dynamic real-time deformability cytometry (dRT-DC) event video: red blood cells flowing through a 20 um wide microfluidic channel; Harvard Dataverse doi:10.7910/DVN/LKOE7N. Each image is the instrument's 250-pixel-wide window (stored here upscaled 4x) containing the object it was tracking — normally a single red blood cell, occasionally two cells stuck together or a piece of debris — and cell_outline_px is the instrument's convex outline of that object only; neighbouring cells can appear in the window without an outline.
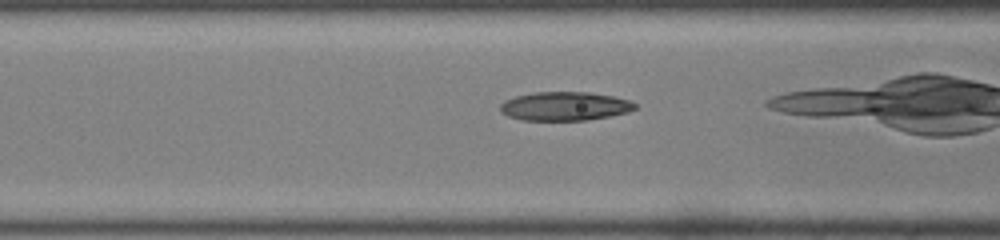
{"species": "common noctule bat (a hibernating species)", "species_latin": "Nyctalus noctula", "temperature_condition": "room temperature", "stored_images_in_passage": 40, "camera_frame_rate_fps": 3000, "um_per_image_px": 0.085, "animal": {"sex": "male", "body_mass_g": 19.0, "forearm_length_mm": 50.8}, "frame": {"image": 1, "passage_image": 15, "time_ms": 4.667, "image_size_px": [1000, 240], "cell_outline_px": [[636, 108], [628, 112], [588, 120], [524, 120], [508, 116], [500, 112], [500, 104], [504, 100], [516, 96], [532, 92], [588, 92], [612, 96], [628, 100], [636, 104]], "centroid_in_image_um": [47.97, 9.02], "position_along_channel_um": 118.6, "area_um2": 22.54}}
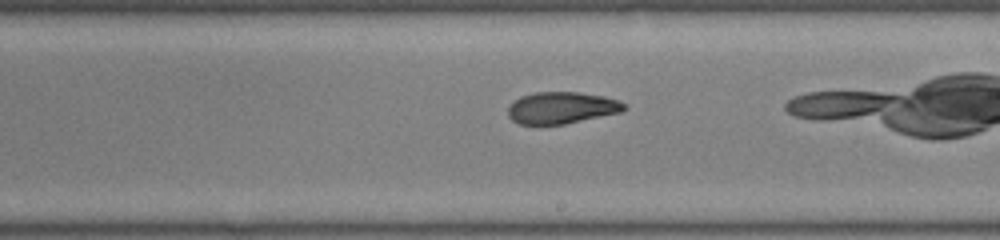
{"frame": {"image": 2, "passage_image": 24, "time_ms": 7.667, "image_size_px": [1000, 240], "cell_outline_px": [[628, 108], [620, 112], [564, 124], [520, 124], [512, 120], [508, 116], [508, 104], [520, 96], [536, 92], [580, 92], [604, 96], [616, 100], [624, 104]], "centroid_in_image_um": [47.69, 9.15], "position_along_channel_um": 241.3, "area_um2": 21.44}}
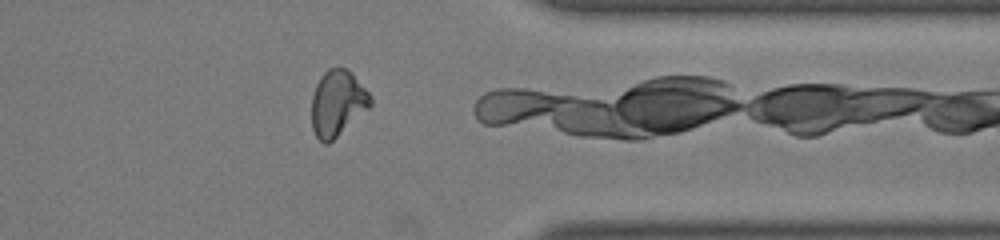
{"frame": {"image": 3, "passage_image": 35, "time_ms": 11.333, "image_size_px": [1000, 240], "cell_outline_px": [[372, 104], [368, 108], [328, 144], [324, 144], [316, 136], [312, 128], [312, 96], [316, 84], [320, 76], [328, 68], [348, 68], [352, 72], [372, 96]], "centroid_in_image_um": [28.68, 8.74], "position_along_channel_um": 382.7, "area_um2": 22.48}, "authors_computed_cell_mechanics": {"area_um2": 22.3397, "velocity_mm_per_s": 4.1014, "shape_relaxation_time_tau1_ms": null, "shape_relaxation_time_tau2_ms": 2.6207, "deformation_change_tau1": null, "deformation_change_tau2": 0.0874}}